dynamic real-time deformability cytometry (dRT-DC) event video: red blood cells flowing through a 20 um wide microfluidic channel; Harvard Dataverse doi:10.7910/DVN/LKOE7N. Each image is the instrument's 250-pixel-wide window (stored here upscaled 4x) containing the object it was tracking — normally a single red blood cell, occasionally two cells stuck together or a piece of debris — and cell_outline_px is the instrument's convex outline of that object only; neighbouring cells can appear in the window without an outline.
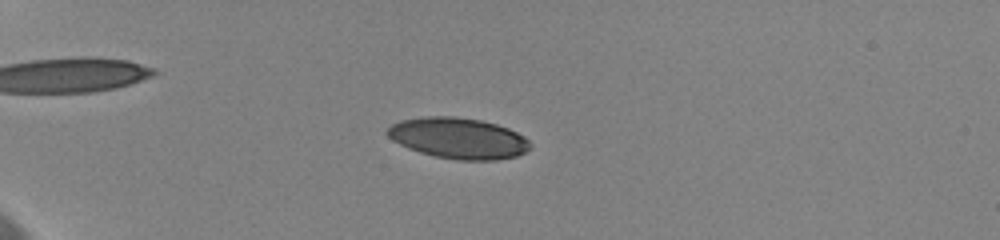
{"species": "human", "species_latin": "Homo sapiens", "temperature_condition": "cold", "stored_images_in_passage": 42, "camera_frame_rate_fps": 3000, "um_per_image_px": 0.085, "donor": {"sex": "female"}, "frame": {"image": 1, "passage_image": 6, "time_ms": 4.667, "image_size_px": [1000, 240], "cell_outline_px": [[532, 148], [516, 156], [496, 160], [460, 160], [436, 156], [420, 152], [408, 148], [392, 140], [384, 132], [392, 124], [400, 120], [420, 116], [456, 116], [480, 120], [496, 124], [508, 128], [524, 136], [532, 144]], "centroid_in_image_um": [38.95, 11.73], "position_along_channel_um": 46.0, "area_um2": 34.22}}
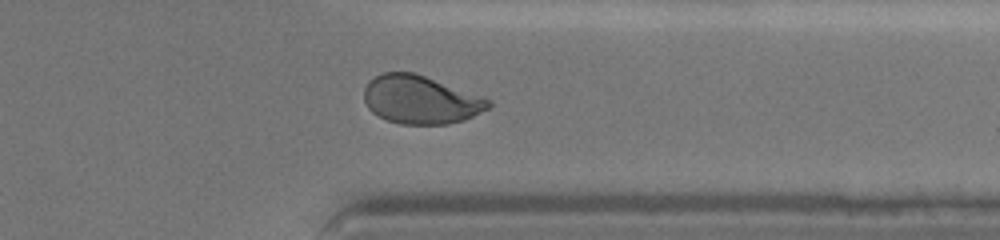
{"frame": {"image": 2, "passage_image": 33, "time_ms": 15.333, "image_size_px": [1000, 240], "cell_outline_px": [[492, 104], [488, 108], [464, 120], [448, 124], [400, 124], [388, 120], [372, 112], [368, 108], [364, 100], [364, 88], [368, 80], [384, 72], [412, 72], [484, 96], [492, 100]], "centroid_in_image_um": [35.75, 8.47], "position_along_channel_um": 375.6, "area_um2": 34.97}}
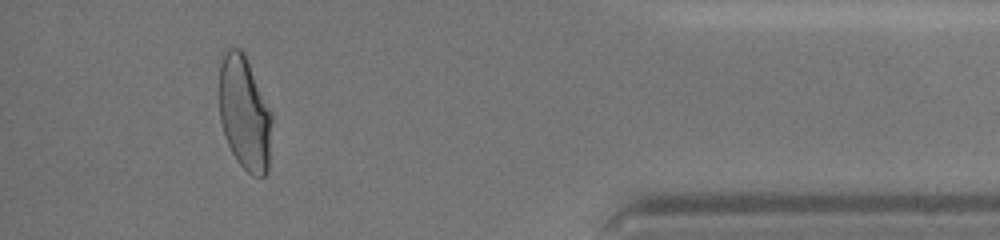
{"frame": {"image": 3, "passage_image": 39, "time_ms": 17.333, "image_size_px": [1000, 240], "cell_outline_px": [[272, 120], [268, 172], [264, 176], [252, 176], [236, 160], [228, 144], [220, 120], [220, 64], [224, 52], [228, 44], [240, 48], [244, 52], [272, 112]], "centroid_in_image_um": [20.8, 9.59], "position_along_channel_um": 414.4, "area_um2": 35.26}, "authors_computed_cell_mechanics": {"area_um2": 35.1424, "velocity_mm_per_s": 3.571, "shape_relaxation_time_tau1_ms": 5.7013, "shape_relaxation_time_tau2_ms": 1.0986, "deformation_change_tau1": 0.1719, "deformation_change_tau2": 0.0539}}